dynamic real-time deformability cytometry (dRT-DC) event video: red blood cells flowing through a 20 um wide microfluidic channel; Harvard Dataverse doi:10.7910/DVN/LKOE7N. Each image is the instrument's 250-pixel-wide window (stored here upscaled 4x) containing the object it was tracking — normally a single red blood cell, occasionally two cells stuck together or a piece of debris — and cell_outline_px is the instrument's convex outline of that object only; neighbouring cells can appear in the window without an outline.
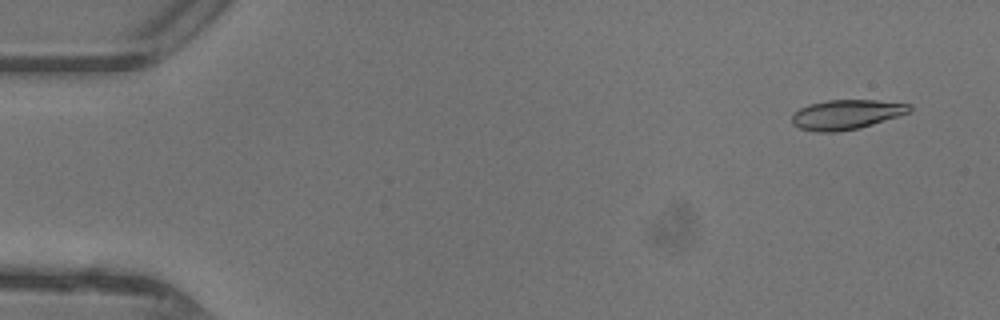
{"species": "common noctule bat (a hibernating species)", "species_latin": "Nyctalus noctula", "temperature_condition": "warm", "stored_images_in_passage": 47, "camera_frame_rate_fps": 3000, "um_per_image_px": 0.085, "animal": {"sex": "female"}, "frame": {"image": 1, "passage_image": 3, "time_ms": 0.667, "image_size_px": [1000, 320], "cell_outline_px": [[912, 112], [900, 116], [872, 124], [856, 128], [836, 132], [820, 132], [800, 128], [792, 124], [792, 112], [808, 104], [828, 100], [876, 100], [912, 104]], "centroid_in_image_um": [71.96, 9.72], "position_along_channel_um": 13.0, "area_um2": 20.4}}
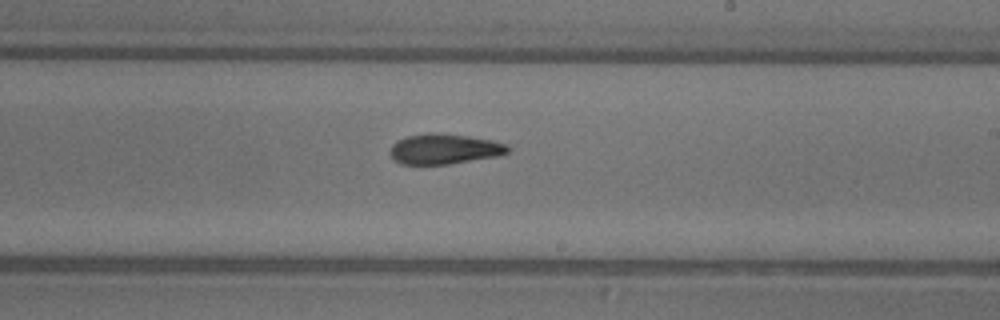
{"frame": {"image": 2, "passage_image": 28, "time_ms": 9.0, "image_size_px": [1000, 320], "cell_outline_px": [[512, 148], [508, 152], [496, 156], [448, 164], [400, 164], [392, 156], [392, 144], [396, 140], [408, 136], [428, 132], [440, 132], [468, 136], [492, 140], [508, 144]], "centroid_in_image_um": [37.8, 12.64], "position_along_channel_um": 251.2, "area_um2": 20.75}}
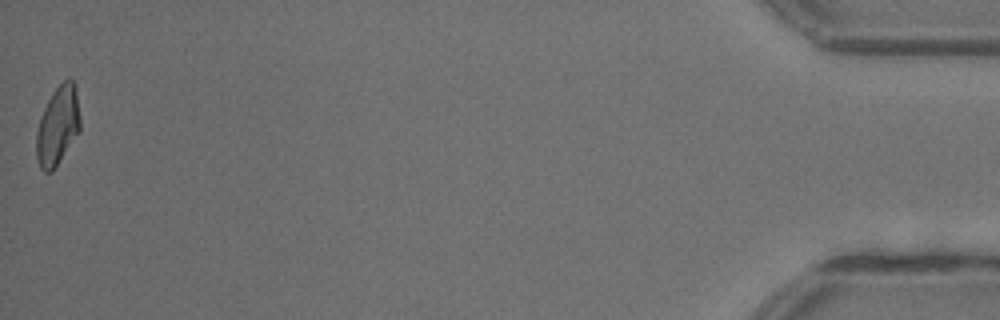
{"frame": {"image": 3, "passage_image": 47, "time_ms": 15.333, "image_size_px": [1000, 320], "cell_outline_px": [[80, 132], [52, 172], [44, 172], [40, 168], [36, 160], [36, 132], [40, 116], [52, 92], [68, 76], [76, 84], [80, 116]], "centroid_in_image_um": [4.92, 10.68], "position_along_channel_um": 430.3, "area_um2": 20.52}, "authors_computed_cell_mechanics": {"area_um2": 20.7502, "velocity_mm_per_s": 4.4086, "shape_relaxation_time_tau1_ms": 10.1191, "shape_relaxation_time_tau2_ms": 3.5886, "deformation_change_tau1": 0.2787, "deformation_change_tau2": 0.1181}}